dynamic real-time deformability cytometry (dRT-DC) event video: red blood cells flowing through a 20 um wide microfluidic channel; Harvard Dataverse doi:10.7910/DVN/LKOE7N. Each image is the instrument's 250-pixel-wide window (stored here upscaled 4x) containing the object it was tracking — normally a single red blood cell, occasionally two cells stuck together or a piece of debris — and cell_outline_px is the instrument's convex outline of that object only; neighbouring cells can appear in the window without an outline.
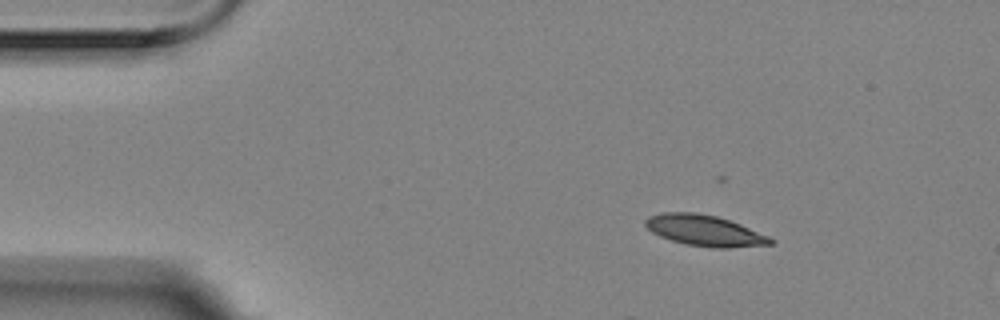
{"species": "Egyptian fruit bat (a non-hibernating species)", "species_latin": "Rousettus aegyptiacus", "temperature_condition": "room temperature", "stored_images_in_passage": 4, "camera_frame_rate_fps": 3000, "um_per_image_px": 0.085, "animal": {"sex": "female"}, "frame": {"image": 1, "passage_image": 1, "time_ms": 0.0, "image_size_px": [1000, 320], "cell_outline_px": [[776, 244], [728, 248], [712, 248], [688, 244], [672, 240], [660, 236], [652, 232], [644, 224], [644, 220], [648, 216], [664, 212], [696, 212], [716, 216], [740, 224], [772, 236], [776, 240]], "centroid_in_image_um": [59.96, 19.6], "position_along_channel_um": 25.0, "area_um2": 22.77}}